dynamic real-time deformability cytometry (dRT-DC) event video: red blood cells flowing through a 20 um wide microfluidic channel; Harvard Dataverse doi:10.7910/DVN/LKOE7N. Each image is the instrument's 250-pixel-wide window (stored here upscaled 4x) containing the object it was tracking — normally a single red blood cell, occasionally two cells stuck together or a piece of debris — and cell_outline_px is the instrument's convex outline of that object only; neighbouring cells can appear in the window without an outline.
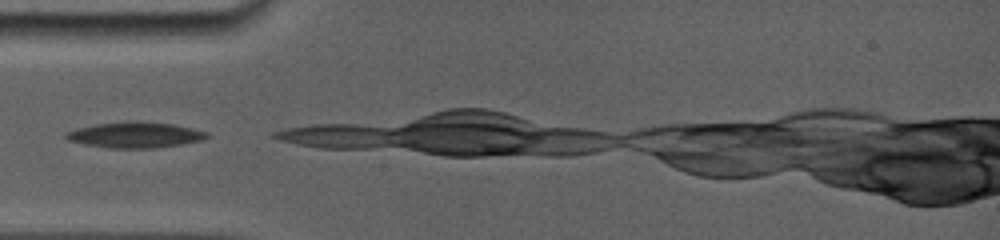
{"species": "common noctule bat (a hibernating species)", "species_latin": "Nyctalus noctula", "temperature_condition": "room temperature", "stored_images_in_passage": 2, "camera_frame_rate_fps": 5000, "um_per_image_px": 0.085, "animal": {"sex": "female", "body_mass_g": 19.0, "forearm_length_mm": 56.7}, "frame": {"image": 1, "passage_image": 1, "time_ms": 0.0, "image_size_px": [1000, 240], "cell_outline_px": [[208, 136], [204, 140], [156, 148], [112, 148], [84, 144], [68, 140], [64, 136], [64, 132], [76, 128], [96, 124], [136, 120], [172, 124], [192, 128], [208, 132]], "centroid_in_image_um": [11.47, 11.46], "position_along_channel_um": 73.5, "area_um2": 21.21}}